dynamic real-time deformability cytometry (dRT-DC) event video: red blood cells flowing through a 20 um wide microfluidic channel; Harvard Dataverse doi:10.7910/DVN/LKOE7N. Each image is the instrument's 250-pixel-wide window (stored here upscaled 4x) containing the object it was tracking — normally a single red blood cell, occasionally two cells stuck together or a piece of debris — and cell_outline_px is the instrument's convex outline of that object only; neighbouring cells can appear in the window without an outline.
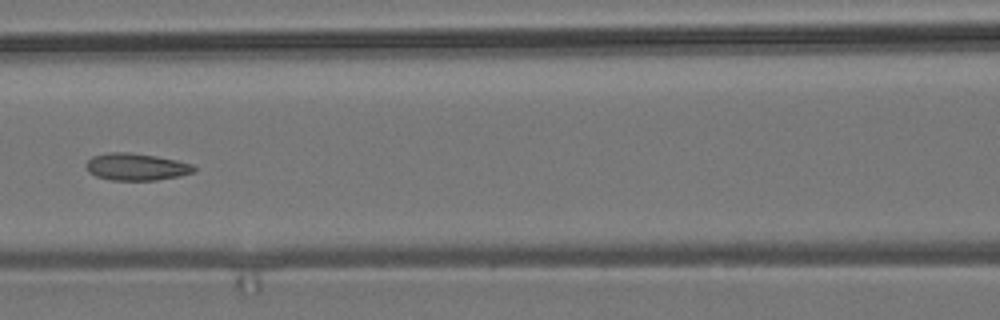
{"species": "common noctule bat (a hibernating species)", "species_latin": "Nyctalus noctula", "temperature_condition": "room temperature", "stored_images_in_passage": 10, "camera_frame_rate_fps": 3000, "um_per_image_px": 0.085, "animal": {"sex": "male", "body_mass_g": 19.2, "forearm_length_mm": 51.8}, "frame": {"image": 1, "passage_image": 7, "time_ms": 2.0, "image_size_px": [1000, 320], "cell_outline_px": [[196, 172], [180, 176], [156, 180], [112, 180], [96, 176], [88, 172], [84, 164], [92, 156], [108, 152], [128, 152], [156, 156], [176, 160], [192, 164], [196, 168]], "centroid_in_image_um": [11.57, 14.18], "position_along_channel_um": 155.0, "area_um2": 17.17}}
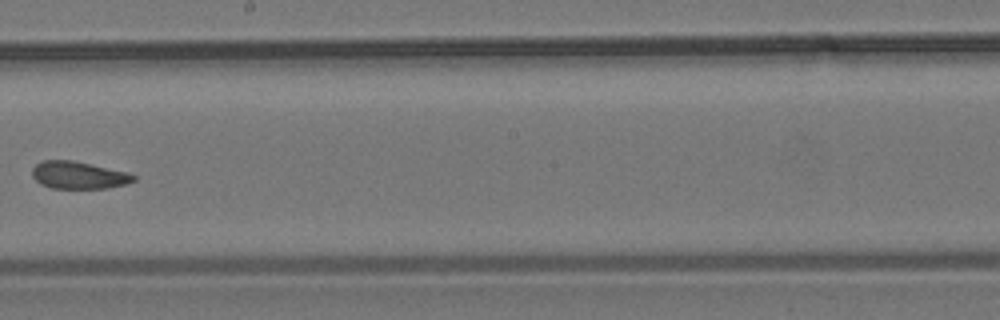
{"frame": {"image": 2, "passage_image": 9, "time_ms": 2.667, "image_size_px": [1000, 320], "cell_outline_px": [[136, 180], [124, 184], [108, 188], [52, 188], [40, 184], [32, 176], [32, 168], [36, 164], [44, 160], [72, 160], [128, 172], [136, 176]], "centroid_in_image_um": [6.67, 14.88], "position_along_channel_um": 241.5, "area_um2": 16.13}}
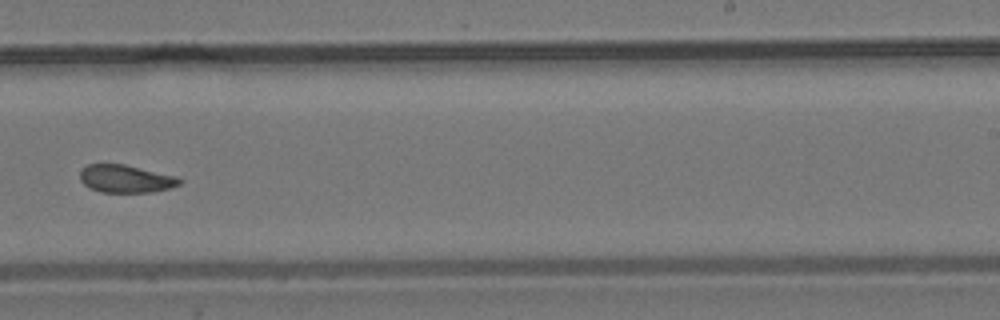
{"frame": {"image": 3, "passage_image": 10, "time_ms": 3.0, "image_size_px": [1000, 320], "cell_outline_px": [[184, 180], [180, 184], [172, 188], [152, 192], [100, 192], [84, 184], [80, 180], [80, 172], [88, 164], [124, 164], [176, 176]], "centroid_in_image_um": [10.73, 15.2], "position_along_channel_um": 278.3, "area_um2": 16.07}}